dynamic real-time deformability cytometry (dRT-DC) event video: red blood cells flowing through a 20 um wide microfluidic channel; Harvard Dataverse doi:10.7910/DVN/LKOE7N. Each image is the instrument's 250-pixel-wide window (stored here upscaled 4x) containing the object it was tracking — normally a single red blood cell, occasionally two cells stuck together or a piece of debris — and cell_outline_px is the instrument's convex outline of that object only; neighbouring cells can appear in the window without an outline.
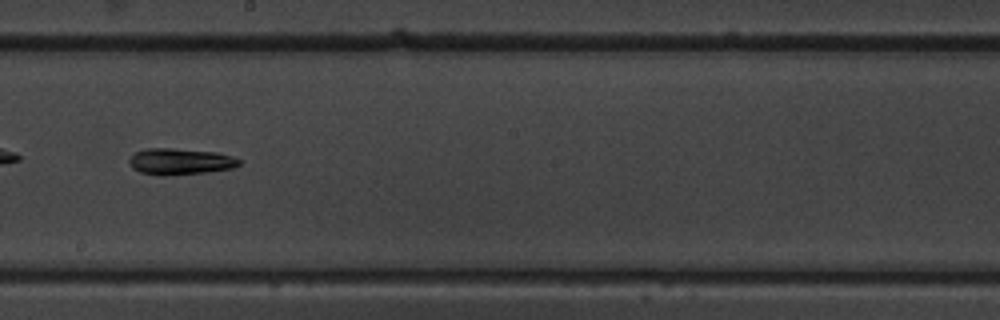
{"species": "common noctule bat (a hibernating species)", "species_latin": "Nyctalus noctula", "temperature_condition": "warm", "stored_images_in_passage": 50, "camera_frame_rate_fps": 3000, "um_per_image_px": 0.085, "animal": {"sex": "male", "body_mass_g": 19.5, "forearm_length_mm": 54.6}, "frame": {"image": 1, "passage_image": 29, "time_ms": 9.333, "image_size_px": [1000, 320], "cell_outline_px": [[240, 164], [232, 168], [208, 172], [164, 176], [156, 176], [140, 172], [132, 168], [128, 160], [136, 152], [144, 148], [172, 148], [216, 152], [232, 156], [240, 160]], "centroid_in_image_um": [15.29, 13.73], "position_along_channel_um": 232.9, "area_um2": 16.99}, "authors_computed_cell_mechanics": {"area_um2": 17.34, "velocity_mm_per_s": 3.8831, "shape_relaxation_time_tau1_ms": 7.7128, "shape_relaxation_time_tau2_ms": null, "deformation_change_tau1": 0.1915, "deformation_change_tau2": null}}